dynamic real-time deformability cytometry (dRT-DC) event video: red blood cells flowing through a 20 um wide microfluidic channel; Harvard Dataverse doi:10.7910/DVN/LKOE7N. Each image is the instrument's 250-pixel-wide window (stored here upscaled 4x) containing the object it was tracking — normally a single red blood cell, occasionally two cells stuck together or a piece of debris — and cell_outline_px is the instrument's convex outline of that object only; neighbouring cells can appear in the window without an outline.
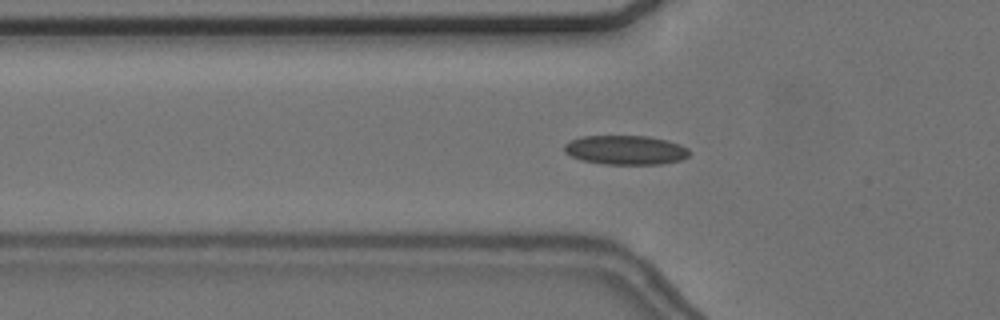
{"species": "common noctule bat (a hibernating species)", "species_latin": "Nyctalus noctula", "temperature_condition": "cold", "stored_images_in_passage": 55, "camera_frame_rate_fps": 3000, "um_per_image_px": 0.085, "animal": {"sex": "female", "body_mass_g": 24.6, "forearm_length_mm": 56.2}, "frame": {"image": 1, "passage_image": 18, "time_ms": 5.667, "image_size_px": [1000, 320], "cell_outline_px": [[688, 156], [680, 160], [660, 164], [604, 164], [580, 160], [564, 152], [564, 144], [572, 140], [584, 136], [648, 136], [668, 140], [680, 144], [688, 148]], "centroid_in_image_um": [53.17, 12.75], "position_along_channel_um": 72.6, "area_um2": 21.27}}
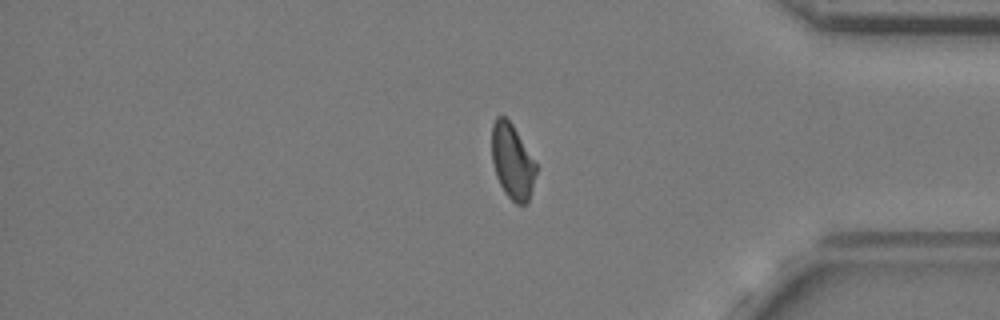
{"frame": {"image": 2, "passage_image": 46, "time_ms": 15.0, "image_size_px": [1000, 320], "cell_outline_px": [[536, 172], [528, 204], [516, 204], [504, 192], [496, 176], [492, 160], [492, 124], [496, 116], [504, 116], [512, 124], [536, 164]], "centroid_in_image_um": [43.53, 13.74], "position_along_channel_um": 391.7, "area_um2": 19.13}}
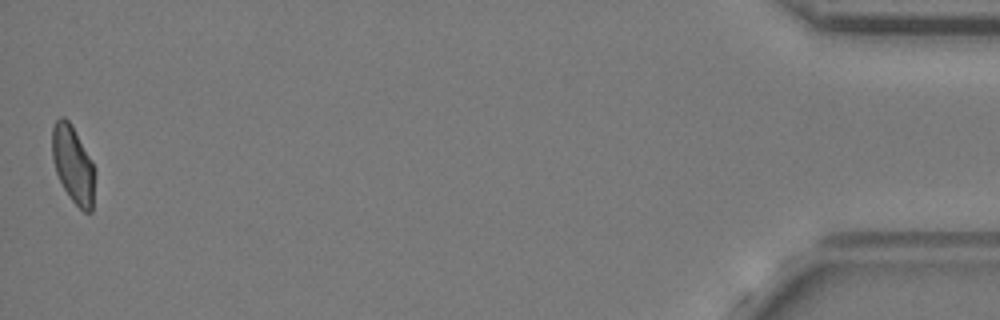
{"frame": {"image": 3, "passage_image": 55, "time_ms": 18.0, "image_size_px": [1000, 320], "cell_outline_px": [[96, 172], [92, 212], [84, 212], [72, 200], [64, 188], [56, 172], [52, 156], [52, 128], [56, 120], [60, 116], [64, 116], [72, 124], [92, 160]], "centroid_in_image_um": [6.23, 13.96], "position_along_channel_um": 429.0, "area_um2": 19.42}, "authors_computed_cell_mechanics": {"area_um2": 20.23, "velocity_mm_per_s": 3.6395, "shape_relaxation_time_tau1_ms": 10.9063, "shape_relaxation_time_tau2_ms": 1.8857, "deformation_change_tau1": 0.1676, "deformation_change_tau2": 0.0634}}